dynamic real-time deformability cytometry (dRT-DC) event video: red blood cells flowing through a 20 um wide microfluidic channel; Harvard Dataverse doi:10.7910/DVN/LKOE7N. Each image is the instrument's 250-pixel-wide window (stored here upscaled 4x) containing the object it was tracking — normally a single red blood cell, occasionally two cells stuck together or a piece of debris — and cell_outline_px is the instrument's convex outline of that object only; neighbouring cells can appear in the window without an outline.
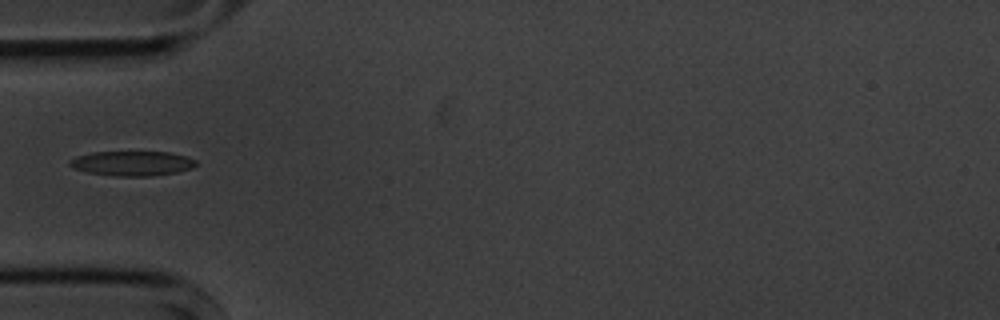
{"species": "common noctule bat (a hibernating species)", "species_latin": "Nyctalus noctula", "temperature_condition": "cold", "stored_images_in_passage": 4, "camera_frame_rate_fps": 3000, "um_per_image_px": 0.085, "animal": {"sex": "male", "body_mass_g": 20.1, "forearm_length_mm": 53.5}, "frame": {"image": 1, "passage_image": 1, "time_ms": 0.0, "image_size_px": [1000, 320], "cell_outline_px": [[196, 164], [192, 168], [176, 172], [152, 176], [112, 176], [88, 172], [72, 168], [68, 164], [68, 160], [76, 156], [92, 152], [168, 152], [184, 156], [196, 160]], "centroid_in_image_um": [11.18, 13.89], "position_along_channel_um": 73.8, "area_um2": 18.21}}
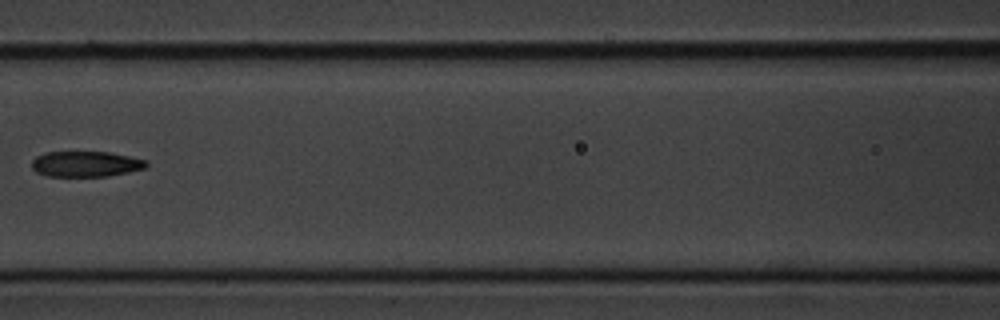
{"frame": {"image": 2, "passage_image": 3, "time_ms": 2.333, "image_size_px": [1000, 320], "cell_outline_px": [[148, 164], [144, 168], [128, 172], [104, 176], [48, 176], [36, 172], [32, 168], [32, 160], [36, 156], [44, 152], [108, 152], [148, 160]], "centroid_in_image_um": [7.27, 13.93], "position_along_channel_um": 159.3, "area_um2": 16.99}}
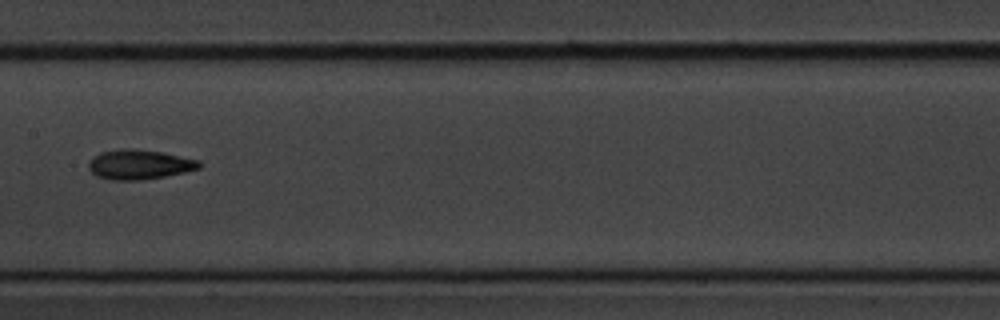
{"frame": {"image": 3, "passage_image": 4, "time_ms": 3.333, "image_size_px": [1000, 320], "cell_outline_px": [[200, 168], [184, 172], [164, 176], [140, 180], [112, 180], [96, 176], [88, 168], [88, 164], [92, 156], [100, 152], [120, 148], [136, 148], [164, 152], [200, 160]], "centroid_in_image_um": [11.82, 13.96], "position_along_channel_um": 195.6, "area_um2": 19.36}}